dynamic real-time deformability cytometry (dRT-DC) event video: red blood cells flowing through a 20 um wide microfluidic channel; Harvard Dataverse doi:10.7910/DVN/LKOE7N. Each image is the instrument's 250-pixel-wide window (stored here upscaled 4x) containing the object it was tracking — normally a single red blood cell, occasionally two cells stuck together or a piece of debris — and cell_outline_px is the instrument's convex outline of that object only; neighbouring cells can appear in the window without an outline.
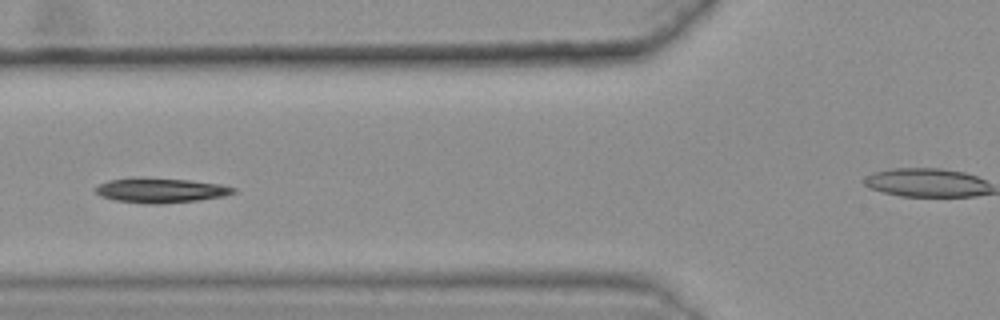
{"species": "common noctule bat (a hibernating species)", "species_latin": "Nyctalus noctula", "temperature_condition": "warm", "stored_images_in_passage": 13, "camera_frame_rate_fps": 3000, "um_per_image_px": 0.085, "animal": {"sex": "female", "body_mass_g": 25.1}, "frame": {"image": 1, "passage_image": 6, "time_ms": 1.667, "image_size_px": [1000, 320], "cell_outline_px": [[236, 192], [224, 196], [196, 200], [160, 204], [148, 204], [116, 200], [100, 196], [92, 188], [108, 180], [188, 180], [220, 184], [236, 188]], "centroid_in_image_um": [13.69, 16.22], "position_along_channel_um": 112.1, "area_um2": 18.9}}